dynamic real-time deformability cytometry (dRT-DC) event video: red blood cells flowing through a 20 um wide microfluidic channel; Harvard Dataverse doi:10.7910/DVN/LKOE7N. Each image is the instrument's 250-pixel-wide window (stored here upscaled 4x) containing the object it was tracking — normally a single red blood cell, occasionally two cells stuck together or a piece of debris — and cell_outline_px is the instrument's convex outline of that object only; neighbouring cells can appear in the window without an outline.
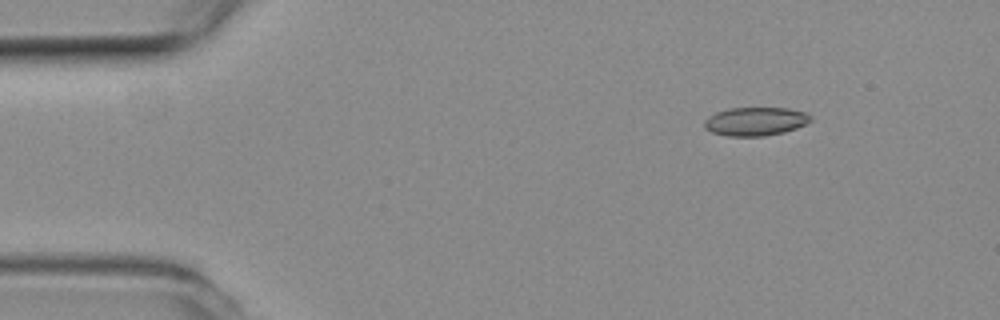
{"species": "common noctule bat (a hibernating species)", "species_latin": "Nyctalus noctula", "temperature_condition": "room temperature", "stored_images_in_passage": 48, "camera_frame_rate_fps": 3000, "um_per_image_px": 0.085, "animal": {"sex": "female", "body_mass_g": 19.3, "forearm_length_mm": 54.1}, "frame": {"image": 1, "passage_image": 1, "time_ms": 0.0, "image_size_px": [1000, 320], "cell_outline_px": [[812, 120], [796, 128], [784, 132], [764, 136], [728, 136], [712, 132], [704, 128], [704, 120], [708, 116], [716, 112], [728, 108], [788, 108], [808, 112], [812, 116]], "centroid_in_image_um": [64.22, 10.31], "position_along_channel_um": 20.8, "area_um2": 17.8}}
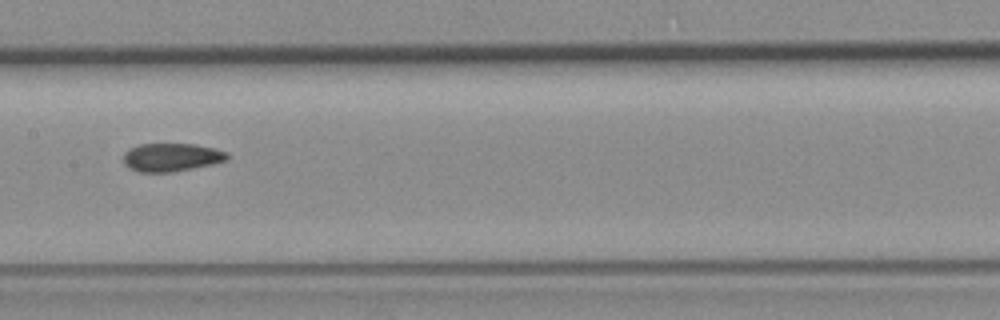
{"frame": {"image": 2, "passage_image": 21, "time_ms": 6.667, "image_size_px": [1000, 320], "cell_outline_px": [[228, 160], [212, 164], [172, 172], [140, 172], [128, 168], [124, 164], [124, 152], [128, 148], [140, 144], [196, 144], [228, 152]], "centroid_in_image_um": [14.55, 13.37], "position_along_channel_um": 192.9, "area_um2": 17.11}}
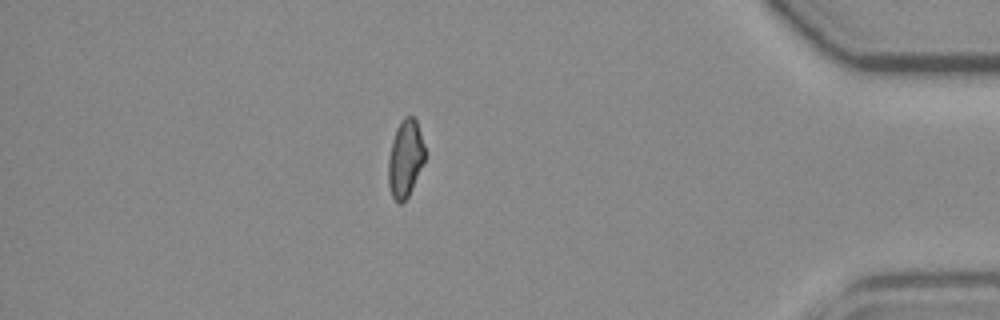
{"frame": {"image": 3, "passage_image": 41, "time_ms": 13.333, "image_size_px": [1000, 320], "cell_outline_px": [[424, 160], [412, 188], [408, 196], [400, 204], [392, 196], [388, 184], [388, 160], [392, 140], [396, 128], [400, 120], [404, 116], [412, 116], [416, 120], [420, 132], [424, 148]], "centroid_in_image_um": [34.42, 13.45], "position_along_channel_um": 400.8, "area_um2": 16.24}, "authors_computed_cell_mechanics": {"area_um2": 17.5712, "velocity_mm_per_s": 3.7915, "shape_relaxation_time_tau1_ms": null, "shape_relaxation_time_tau2_ms": 3.6552, "deformation_change_tau1": null, "deformation_change_tau2": 0.0875}}